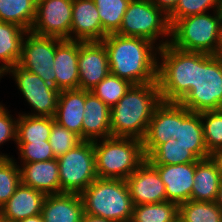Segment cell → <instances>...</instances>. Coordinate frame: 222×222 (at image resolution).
<instances>
[{"label":"cell","mask_w":222,"mask_h":222,"mask_svg":"<svg viewBox=\"0 0 222 222\" xmlns=\"http://www.w3.org/2000/svg\"><path fill=\"white\" fill-rule=\"evenodd\" d=\"M0 157H8V155L0 154Z\"/></svg>","instance_id":"7dc6e473"},{"label":"cell","mask_w":222,"mask_h":222,"mask_svg":"<svg viewBox=\"0 0 222 222\" xmlns=\"http://www.w3.org/2000/svg\"><path fill=\"white\" fill-rule=\"evenodd\" d=\"M210 8L220 10V0H179L168 15L169 24L171 26L175 21L190 15L204 14Z\"/></svg>","instance_id":"8d00e7d4"},{"label":"cell","mask_w":222,"mask_h":222,"mask_svg":"<svg viewBox=\"0 0 222 222\" xmlns=\"http://www.w3.org/2000/svg\"><path fill=\"white\" fill-rule=\"evenodd\" d=\"M45 196L43 192L20 183L0 209V219L3 222H18L41 214Z\"/></svg>","instance_id":"ac0fdd59"},{"label":"cell","mask_w":222,"mask_h":222,"mask_svg":"<svg viewBox=\"0 0 222 222\" xmlns=\"http://www.w3.org/2000/svg\"><path fill=\"white\" fill-rule=\"evenodd\" d=\"M17 144L23 164L56 159L48 141Z\"/></svg>","instance_id":"74e56055"},{"label":"cell","mask_w":222,"mask_h":222,"mask_svg":"<svg viewBox=\"0 0 222 222\" xmlns=\"http://www.w3.org/2000/svg\"><path fill=\"white\" fill-rule=\"evenodd\" d=\"M220 181V173L209 157L198 160L190 200L215 202Z\"/></svg>","instance_id":"d4e9b609"},{"label":"cell","mask_w":222,"mask_h":222,"mask_svg":"<svg viewBox=\"0 0 222 222\" xmlns=\"http://www.w3.org/2000/svg\"><path fill=\"white\" fill-rule=\"evenodd\" d=\"M156 47L162 59L157 67L161 100L179 103L195 85L196 52L179 50L169 40L161 41Z\"/></svg>","instance_id":"3957f363"},{"label":"cell","mask_w":222,"mask_h":222,"mask_svg":"<svg viewBox=\"0 0 222 222\" xmlns=\"http://www.w3.org/2000/svg\"><path fill=\"white\" fill-rule=\"evenodd\" d=\"M117 34L155 43L159 35L170 37L168 16L150 0H131Z\"/></svg>","instance_id":"9c48e42d"},{"label":"cell","mask_w":222,"mask_h":222,"mask_svg":"<svg viewBox=\"0 0 222 222\" xmlns=\"http://www.w3.org/2000/svg\"><path fill=\"white\" fill-rule=\"evenodd\" d=\"M215 202L222 209V179L220 181L219 191Z\"/></svg>","instance_id":"ee69618b"},{"label":"cell","mask_w":222,"mask_h":222,"mask_svg":"<svg viewBox=\"0 0 222 222\" xmlns=\"http://www.w3.org/2000/svg\"><path fill=\"white\" fill-rule=\"evenodd\" d=\"M130 1L131 0H94L99 12L103 32L106 35L119 31Z\"/></svg>","instance_id":"1f68e13d"},{"label":"cell","mask_w":222,"mask_h":222,"mask_svg":"<svg viewBox=\"0 0 222 222\" xmlns=\"http://www.w3.org/2000/svg\"><path fill=\"white\" fill-rule=\"evenodd\" d=\"M176 139L188 147L199 160L209 157L204 140L201 113L191 112L178 103V130Z\"/></svg>","instance_id":"603a6c76"},{"label":"cell","mask_w":222,"mask_h":222,"mask_svg":"<svg viewBox=\"0 0 222 222\" xmlns=\"http://www.w3.org/2000/svg\"><path fill=\"white\" fill-rule=\"evenodd\" d=\"M18 222H44V219H43L42 214H39L36 216H32V217H28V218L19 220Z\"/></svg>","instance_id":"7bdbcfd3"},{"label":"cell","mask_w":222,"mask_h":222,"mask_svg":"<svg viewBox=\"0 0 222 222\" xmlns=\"http://www.w3.org/2000/svg\"><path fill=\"white\" fill-rule=\"evenodd\" d=\"M73 0H37L32 33L71 40Z\"/></svg>","instance_id":"7c38bea8"},{"label":"cell","mask_w":222,"mask_h":222,"mask_svg":"<svg viewBox=\"0 0 222 222\" xmlns=\"http://www.w3.org/2000/svg\"><path fill=\"white\" fill-rule=\"evenodd\" d=\"M24 28L14 23L0 20V76L10 67L18 64L21 56L22 41L27 33Z\"/></svg>","instance_id":"484cf974"},{"label":"cell","mask_w":222,"mask_h":222,"mask_svg":"<svg viewBox=\"0 0 222 222\" xmlns=\"http://www.w3.org/2000/svg\"><path fill=\"white\" fill-rule=\"evenodd\" d=\"M85 90L70 89L60 91L54 119L82 139V121L85 111Z\"/></svg>","instance_id":"cb8c5ba5"},{"label":"cell","mask_w":222,"mask_h":222,"mask_svg":"<svg viewBox=\"0 0 222 222\" xmlns=\"http://www.w3.org/2000/svg\"><path fill=\"white\" fill-rule=\"evenodd\" d=\"M37 0H0V20L30 31L36 15Z\"/></svg>","instance_id":"83f0119b"},{"label":"cell","mask_w":222,"mask_h":222,"mask_svg":"<svg viewBox=\"0 0 222 222\" xmlns=\"http://www.w3.org/2000/svg\"><path fill=\"white\" fill-rule=\"evenodd\" d=\"M78 88L90 91L109 73L107 49L102 41H79Z\"/></svg>","instance_id":"4fadbf2b"},{"label":"cell","mask_w":222,"mask_h":222,"mask_svg":"<svg viewBox=\"0 0 222 222\" xmlns=\"http://www.w3.org/2000/svg\"><path fill=\"white\" fill-rule=\"evenodd\" d=\"M174 222H185V221L180 216H178Z\"/></svg>","instance_id":"f6af8a7d"},{"label":"cell","mask_w":222,"mask_h":222,"mask_svg":"<svg viewBox=\"0 0 222 222\" xmlns=\"http://www.w3.org/2000/svg\"><path fill=\"white\" fill-rule=\"evenodd\" d=\"M82 141L83 140L79 135L63 127L53 118L51 134L48 142L50 143L53 154L56 158L67 153Z\"/></svg>","instance_id":"d590c367"},{"label":"cell","mask_w":222,"mask_h":222,"mask_svg":"<svg viewBox=\"0 0 222 222\" xmlns=\"http://www.w3.org/2000/svg\"><path fill=\"white\" fill-rule=\"evenodd\" d=\"M79 40L63 39L56 47L54 65L56 89H78Z\"/></svg>","instance_id":"d6986e66"},{"label":"cell","mask_w":222,"mask_h":222,"mask_svg":"<svg viewBox=\"0 0 222 222\" xmlns=\"http://www.w3.org/2000/svg\"><path fill=\"white\" fill-rule=\"evenodd\" d=\"M20 166L10 157H0V209L21 183Z\"/></svg>","instance_id":"836d02e7"},{"label":"cell","mask_w":222,"mask_h":222,"mask_svg":"<svg viewBox=\"0 0 222 222\" xmlns=\"http://www.w3.org/2000/svg\"><path fill=\"white\" fill-rule=\"evenodd\" d=\"M5 73H11L16 80L18 89L34 109L32 116L53 117L56 114L60 91L46 83L40 76L33 74L18 65L8 68Z\"/></svg>","instance_id":"8fae6325"},{"label":"cell","mask_w":222,"mask_h":222,"mask_svg":"<svg viewBox=\"0 0 222 222\" xmlns=\"http://www.w3.org/2000/svg\"><path fill=\"white\" fill-rule=\"evenodd\" d=\"M162 102L157 82L132 85L111 107L112 137L144 138L155 108Z\"/></svg>","instance_id":"7a4b0ae2"},{"label":"cell","mask_w":222,"mask_h":222,"mask_svg":"<svg viewBox=\"0 0 222 222\" xmlns=\"http://www.w3.org/2000/svg\"><path fill=\"white\" fill-rule=\"evenodd\" d=\"M84 214L113 222H130L133 203L123 179L96 178L81 194Z\"/></svg>","instance_id":"8992f818"},{"label":"cell","mask_w":222,"mask_h":222,"mask_svg":"<svg viewBox=\"0 0 222 222\" xmlns=\"http://www.w3.org/2000/svg\"><path fill=\"white\" fill-rule=\"evenodd\" d=\"M17 120L12 119L9 111L0 103V145L10 139L16 142Z\"/></svg>","instance_id":"f35d334b"},{"label":"cell","mask_w":222,"mask_h":222,"mask_svg":"<svg viewBox=\"0 0 222 222\" xmlns=\"http://www.w3.org/2000/svg\"><path fill=\"white\" fill-rule=\"evenodd\" d=\"M191 112L222 109V57L196 52L195 85L179 102Z\"/></svg>","instance_id":"52a82bcc"},{"label":"cell","mask_w":222,"mask_h":222,"mask_svg":"<svg viewBox=\"0 0 222 222\" xmlns=\"http://www.w3.org/2000/svg\"><path fill=\"white\" fill-rule=\"evenodd\" d=\"M97 141L93 147L98 178L126 180L146 160L141 140L111 136Z\"/></svg>","instance_id":"5b68a950"},{"label":"cell","mask_w":222,"mask_h":222,"mask_svg":"<svg viewBox=\"0 0 222 222\" xmlns=\"http://www.w3.org/2000/svg\"><path fill=\"white\" fill-rule=\"evenodd\" d=\"M220 13H221V16H222V0H220Z\"/></svg>","instance_id":"bcb514c9"},{"label":"cell","mask_w":222,"mask_h":222,"mask_svg":"<svg viewBox=\"0 0 222 222\" xmlns=\"http://www.w3.org/2000/svg\"><path fill=\"white\" fill-rule=\"evenodd\" d=\"M84 108L82 140L95 141L97 138L111 137V108L88 90H85Z\"/></svg>","instance_id":"ffe728a7"},{"label":"cell","mask_w":222,"mask_h":222,"mask_svg":"<svg viewBox=\"0 0 222 222\" xmlns=\"http://www.w3.org/2000/svg\"><path fill=\"white\" fill-rule=\"evenodd\" d=\"M106 36L94 0H73L71 40L102 41Z\"/></svg>","instance_id":"e0dca14e"},{"label":"cell","mask_w":222,"mask_h":222,"mask_svg":"<svg viewBox=\"0 0 222 222\" xmlns=\"http://www.w3.org/2000/svg\"><path fill=\"white\" fill-rule=\"evenodd\" d=\"M132 85L128 80L109 73L90 91L111 108L119 102Z\"/></svg>","instance_id":"d6a6232c"},{"label":"cell","mask_w":222,"mask_h":222,"mask_svg":"<svg viewBox=\"0 0 222 222\" xmlns=\"http://www.w3.org/2000/svg\"><path fill=\"white\" fill-rule=\"evenodd\" d=\"M153 166L165 185L166 201L181 204L190 200L196 163Z\"/></svg>","instance_id":"2e32d148"},{"label":"cell","mask_w":222,"mask_h":222,"mask_svg":"<svg viewBox=\"0 0 222 222\" xmlns=\"http://www.w3.org/2000/svg\"><path fill=\"white\" fill-rule=\"evenodd\" d=\"M125 181L133 205L166 201L165 185L157 169L147 159Z\"/></svg>","instance_id":"9a60e30c"},{"label":"cell","mask_w":222,"mask_h":222,"mask_svg":"<svg viewBox=\"0 0 222 222\" xmlns=\"http://www.w3.org/2000/svg\"><path fill=\"white\" fill-rule=\"evenodd\" d=\"M81 222H113V221L108 219H103L102 217L98 216L84 214Z\"/></svg>","instance_id":"b9f144b4"},{"label":"cell","mask_w":222,"mask_h":222,"mask_svg":"<svg viewBox=\"0 0 222 222\" xmlns=\"http://www.w3.org/2000/svg\"><path fill=\"white\" fill-rule=\"evenodd\" d=\"M41 214L44 222H81L84 215L82 198L76 193L46 195Z\"/></svg>","instance_id":"7402d4cb"},{"label":"cell","mask_w":222,"mask_h":222,"mask_svg":"<svg viewBox=\"0 0 222 222\" xmlns=\"http://www.w3.org/2000/svg\"><path fill=\"white\" fill-rule=\"evenodd\" d=\"M179 216V204L163 201L134 205L130 222H174Z\"/></svg>","instance_id":"f546056e"},{"label":"cell","mask_w":222,"mask_h":222,"mask_svg":"<svg viewBox=\"0 0 222 222\" xmlns=\"http://www.w3.org/2000/svg\"><path fill=\"white\" fill-rule=\"evenodd\" d=\"M57 161L60 193L81 194L97 178L93 141L83 140Z\"/></svg>","instance_id":"ba28073f"},{"label":"cell","mask_w":222,"mask_h":222,"mask_svg":"<svg viewBox=\"0 0 222 222\" xmlns=\"http://www.w3.org/2000/svg\"><path fill=\"white\" fill-rule=\"evenodd\" d=\"M213 16L204 13L190 15L170 26L169 44L187 52L220 55L222 50V16L214 10Z\"/></svg>","instance_id":"277c9868"},{"label":"cell","mask_w":222,"mask_h":222,"mask_svg":"<svg viewBox=\"0 0 222 222\" xmlns=\"http://www.w3.org/2000/svg\"><path fill=\"white\" fill-rule=\"evenodd\" d=\"M22 41L18 66L40 76L46 83L56 88L54 65L57 45L63 40L56 37L40 36L28 31Z\"/></svg>","instance_id":"30bf717a"},{"label":"cell","mask_w":222,"mask_h":222,"mask_svg":"<svg viewBox=\"0 0 222 222\" xmlns=\"http://www.w3.org/2000/svg\"><path fill=\"white\" fill-rule=\"evenodd\" d=\"M201 120L206 149L210 153L222 147V109L201 112Z\"/></svg>","instance_id":"e575fe53"},{"label":"cell","mask_w":222,"mask_h":222,"mask_svg":"<svg viewBox=\"0 0 222 222\" xmlns=\"http://www.w3.org/2000/svg\"><path fill=\"white\" fill-rule=\"evenodd\" d=\"M185 222H222V209L216 202L189 200L179 204Z\"/></svg>","instance_id":"4dcf8cb0"},{"label":"cell","mask_w":222,"mask_h":222,"mask_svg":"<svg viewBox=\"0 0 222 222\" xmlns=\"http://www.w3.org/2000/svg\"><path fill=\"white\" fill-rule=\"evenodd\" d=\"M178 130V103L162 101L154 110L144 138L143 151L147 158L159 145L176 139Z\"/></svg>","instance_id":"5bb4252c"},{"label":"cell","mask_w":222,"mask_h":222,"mask_svg":"<svg viewBox=\"0 0 222 222\" xmlns=\"http://www.w3.org/2000/svg\"><path fill=\"white\" fill-rule=\"evenodd\" d=\"M152 165H177L196 163L199 159L188 150V147L171 138L159 145L147 158Z\"/></svg>","instance_id":"f1b7e54d"},{"label":"cell","mask_w":222,"mask_h":222,"mask_svg":"<svg viewBox=\"0 0 222 222\" xmlns=\"http://www.w3.org/2000/svg\"><path fill=\"white\" fill-rule=\"evenodd\" d=\"M150 1L168 16L175 9L179 0H150Z\"/></svg>","instance_id":"ab89813d"},{"label":"cell","mask_w":222,"mask_h":222,"mask_svg":"<svg viewBox=\"0 0 222 222\" xmlns=\"http://www.w3.org/2000/svg\"><path fill=\"white\" fill-rule=\"evenodd\" d=\"M104 43L110 73L128 80L133 85L157 82L158 59L154 43L139 37L108 34ZM157 60V61H156Z\"/></svg>","instance_id":"6da1fadb"},{"label":"cell","mask_w":222,"mask_h":222,"mask_svg":"<svg viewBox=\"0 0 222 222\" xmlns=\"http://www.w3.org/2000/svg\"><path fill=\"white\" fill-rule=\"evenodd\" d=\"M209 159L214 163L222 179V147L216 148L209 153Z\"/></svg>","instance_id":"60d3db41"},{"label":"cell","mask_w":222,"mask_h":222,"mask_svg":"<svg viewBox=\"0 0 222 222\" xmlns=\"http://www.w3.org/2000/svg\"><path fill=\"white\" fill-rule=\"evenodd\" d=\"M53 117L19 115L17 119L16 143L48 141Z\"/></svg>","instance_id":"4316f807"},{"label":"cell","mask_w":222,"mask_h":222,"mask_svg":"<svg viewBox=\"0 0 222 222\" xmlns=\"http://www.w3.org/2000/svg\"><path fill=\"white\" fill-rule=\"evenodd\" d=\"M21 183L45 195L60 194L59 164L56 159L22 164Z\"/></svg>","instance_id":"44dd1931"}]
</instances>
